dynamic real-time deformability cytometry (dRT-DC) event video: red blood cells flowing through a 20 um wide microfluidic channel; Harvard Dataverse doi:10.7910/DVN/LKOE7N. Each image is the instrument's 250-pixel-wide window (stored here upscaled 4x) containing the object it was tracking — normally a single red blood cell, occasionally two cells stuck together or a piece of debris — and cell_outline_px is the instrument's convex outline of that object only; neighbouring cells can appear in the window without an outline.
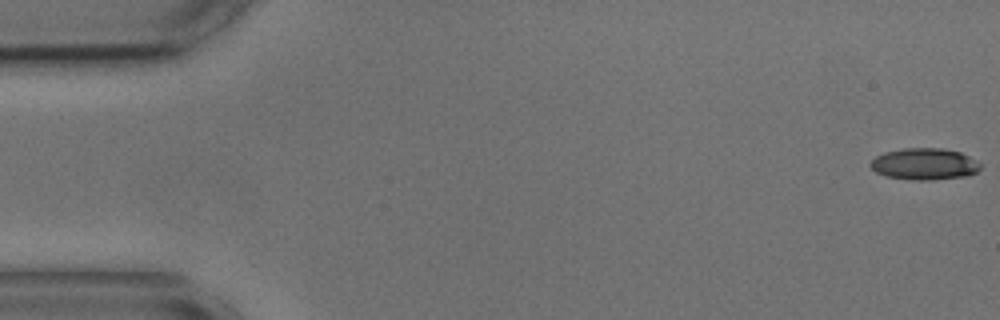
{"species": "common noctule bat (a hibernating species)", "species_latin": "Nyctalus noctula", "temperature_condition": "cold", "stored_images_in_passage": 55, "camera_frame_rate_fps": 3000, "um_per_image_px": 0.085, "animal": {"sex": "male", "body_mass_g": 17.9, "forearm_length_mm": 54.2}, "frame": {"image": 1, "passage_image": 1, "time_ms": 0.0, "image_size_px": [1000, 320], "cell_outline_px": [[980, 168], [976, 172], [968, 176], [928, 180], [916, 180], [888, 176], [876, 172], [868, 164], [876, 156], [884, 152], [904, 148], [944, 148], [960, 152], [976, 160], [980, 164]], "centroid_in_image_um": [78.58, 13.93], "position_along_channel_um": 6.4, "area_um2": 20.17}}
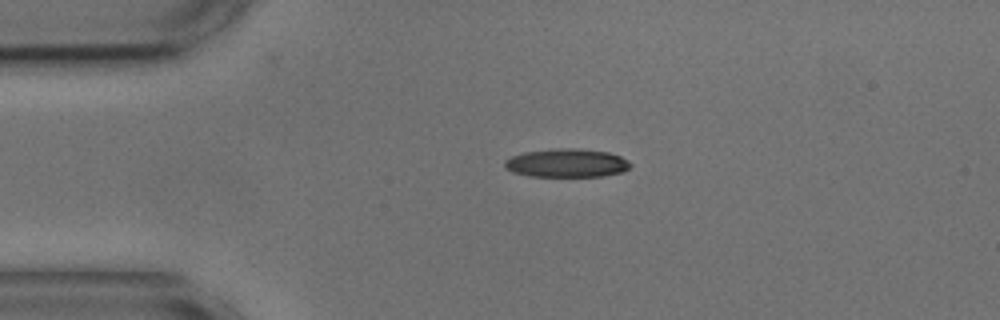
{"frame": {"image": 2, "passage_image": 12, "time_ms": 3.667, "image_size_px": [1000, 320], "cell_outline_px": [[632, 164], [624, 172], [604, 176], [532, 176], [512, 172], [504, 168], [504, 160], [512, 156], [524, 152], [552, 148], [580, 148], [608, 152], [620, 156], [628, 160]], "centroid_in_image_um": [48.17, 13.85], "position_along_channel_um": 36.8, "area_um2": 21.1}}
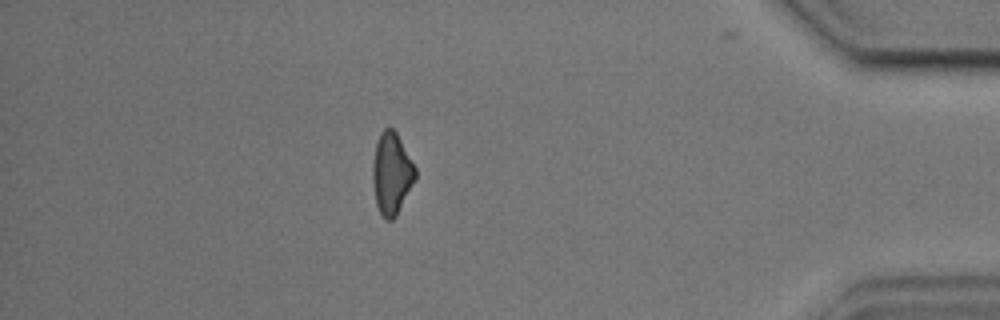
{"frame": {"image": 3, "passage_image": 48, "time_ms": 15.667, "image_size_px": [1000, 320], "cell_outline_px": [[416, 180], [396, 216], [392, 220], [388, 220], [380, 212], [376, 204], [372, 180], [372, 164], [376, 144], [380, 132], [384, 128], [392, 128], [396, 132], [416, 168]], "centroid_in_image_um": [33.29, 14.75], "position_along_channel_um": 401.9, "area_um2": 20.29}, "authors_computed_cell_mechanics": {"area_um2": 20.808, "velocity_mm_per_s": 3.6416, "shape_relaxation_time_tau1_ms": 8.5535, "shape_relaxation_time_tau2_ms": 9.3256, "deformation_change_tau1": 0.1746, "deformation_change_tau2": 0.2185}}